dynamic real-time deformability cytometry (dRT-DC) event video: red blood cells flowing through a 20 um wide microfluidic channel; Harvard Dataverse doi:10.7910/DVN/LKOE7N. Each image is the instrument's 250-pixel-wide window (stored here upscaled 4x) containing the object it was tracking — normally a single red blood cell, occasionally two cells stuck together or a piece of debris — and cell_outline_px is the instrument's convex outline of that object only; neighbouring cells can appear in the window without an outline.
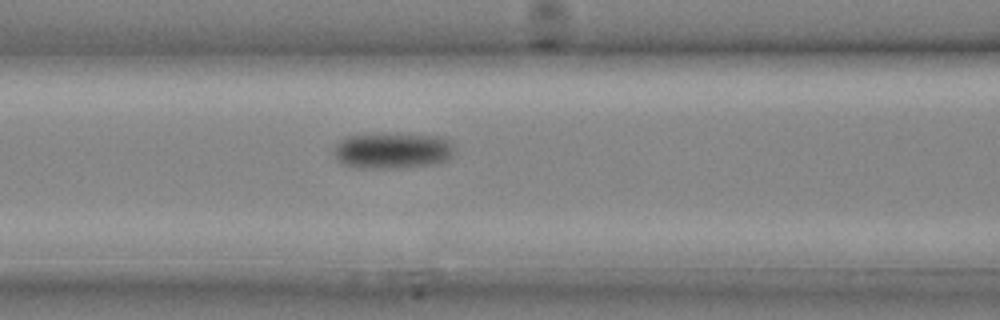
{"species": "common noctule bat (a hibernating species)", "species_latin": "Nyctalus noctula", "temperature_condition": "cold", "stored_images_in_passage": 20, "camera_frame_rate_fps": 3000, "um_per_image_px": 0.085, "animal": {"sex": "male", "body_mass_g": 20.4}, "frame": {"image": 1, "passage_image": 6, "time_ms": 1.667, "image_size_px": [1000, 320], "cell_outline_px": [[452, 156], [448, 160], [436, 164], [400, 168], [360, 168], [340, 164], [336, 160], [332, 152], [336, 144], [340, 140], [348, 136], [444, 136], [452, 144]], "centroid_in_image_um": [33.34, 12.86], "position_along_channel_um": 133.3, "area_um2": 24.74}}
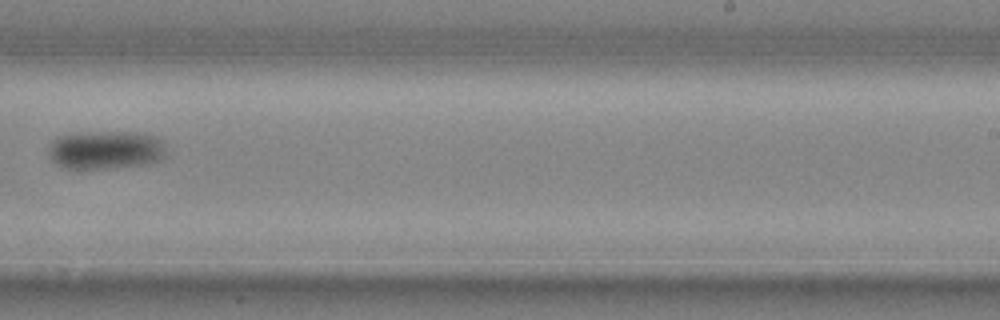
{"frame": {"image": 2, "passage_image": 12, "time_ms": 3.667, "image_size_px": [1000, 320], "cell_outline_px": [[164, 156], [160, 160], [144, 164], [112, 168], [68, 168], [52, 160], [48, 152], [52, 144], [60, 136], [96, 132], [140, 132], [160, 136], [164, 140]], "centroid_in_image_um": [9.09, 12.73], "position_along_channel_um": 279.9, "area_um2": 26.01}}
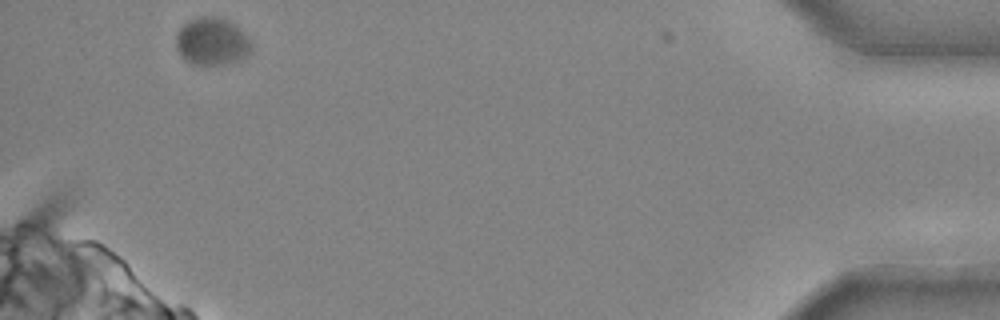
{"frame": {"image": 3, "passage_image": 20, "time_ms": 6.333, "image_size_px": [1000, 320], "cell_outline_px": [[252, 52], [240, 60], [228, 64], [208, 68], [192, 64], [184, 60], [180, 56], [176, 48], [176, 32], [188, 20], [200, 16], [216, 16], [232, 24], [244, 32], [252, 40]], "centroid_in_image_um": [18.01, 3.59], "position_along_channel_um": 417.2, "area_um2": 21.68}}